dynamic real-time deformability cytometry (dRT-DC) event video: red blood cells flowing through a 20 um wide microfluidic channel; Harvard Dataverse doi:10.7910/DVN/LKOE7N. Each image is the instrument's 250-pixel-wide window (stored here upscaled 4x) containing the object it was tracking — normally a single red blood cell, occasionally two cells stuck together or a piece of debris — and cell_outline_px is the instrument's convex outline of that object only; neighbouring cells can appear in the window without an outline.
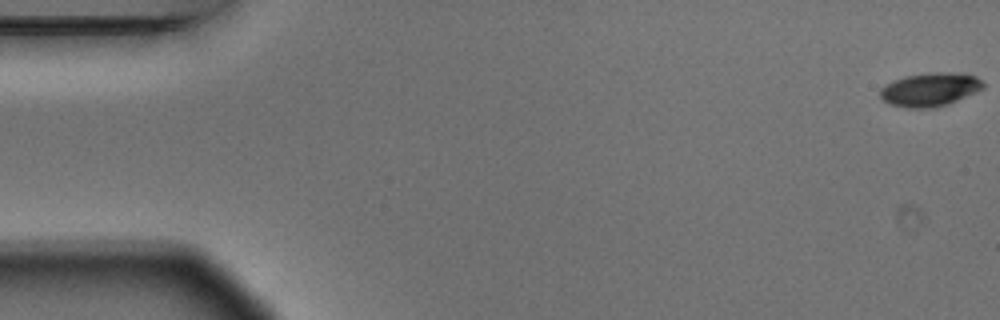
{"species": "Egyptian fruit bat (a non-hibernating species)", "species_latin": "Rousettus aegyptiacus", "temperature_condition": "warm", "stored_images_in_passage": 6, "segment_of_instrument_passage": [1, 2], "camera_frame_rate_fps": 3000, "um_per_image_px": 0.085, "animal": {"sex": "male"}, "frame": {"image": 1, "passage_image": 1, "time_ms": 0.0, "image_size_px": [1000, 320], "cell_outline_px": [[984, 88], [976, 92], [948, 104], [936, 108], [908, 108], [888, 104], [880, 96], [880, 88], [884, 84], [904, 76], [936, 72], [964, 72], [976, 76], [984, 84]], "centroid_in_image_um": [79.05, 7.6], "position_along_channel_um": 5.9, "area_um2": 20.4}}